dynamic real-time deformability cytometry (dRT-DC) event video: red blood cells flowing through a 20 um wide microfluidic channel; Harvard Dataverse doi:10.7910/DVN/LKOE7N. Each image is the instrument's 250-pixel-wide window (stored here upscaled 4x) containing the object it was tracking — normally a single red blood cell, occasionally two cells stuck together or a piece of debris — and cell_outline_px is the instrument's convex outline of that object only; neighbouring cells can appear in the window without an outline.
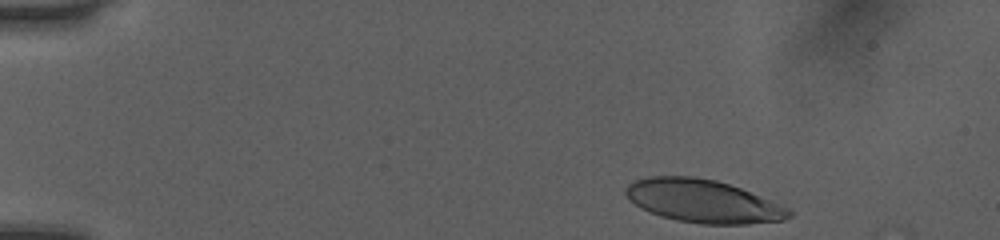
{"species": "human", "species_latin": "Homo sapiens", "temperature_condition": "room temperature", "stored_images_in_passage": 9, "camera_frame_rate_fps": 3000, "um_per_image_px": 0.085, "donor": {"sex": "female"}, "frame": {"image": 1, "passage_image": 1, "time_ms": 0.0, "image_size_px": [1000, 240], "cell_outline_px": [[792, 216], [784, 220], [748, 224], [700, 224], [676, 220], [660, 216], [640, 208], [624, 192], [624, 188], [632, 180], [648, 176], [692, 176], [716, 180], [740, 188], [788, 208], [792, 212]], "centroid_in_image_um": [59.72, 17.09], "position_along_channel_um": 25.3, "area_um2": 40.81}}